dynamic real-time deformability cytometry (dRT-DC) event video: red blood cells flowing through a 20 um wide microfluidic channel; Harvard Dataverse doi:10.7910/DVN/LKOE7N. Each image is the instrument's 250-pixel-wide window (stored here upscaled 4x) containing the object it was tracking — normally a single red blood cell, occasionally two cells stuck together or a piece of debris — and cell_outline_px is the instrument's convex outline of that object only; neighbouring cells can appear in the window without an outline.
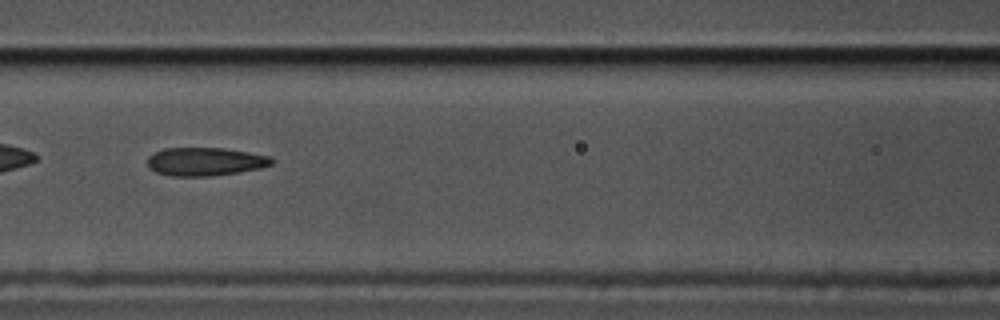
{"species": "common noctule bat (a hibernating species)", "species_latin": "Nyctalus noctula", "temperature_condition": "cold", "stored_images_in_passage": 43, "camera_frame_rate_fps": 3000, "um_per_image_px": 0.085, "animal": {"sex": "male", "body_mass_g": 17.5, "forearm_length_mm": 52.3}, "frame": {"image": 1, "passage_image": 13, "time_ms": 4.0, "image_size_px": [1000, 320], "cell_outline_px": [[276, 160], [272, 164], [260, 168], [212, 176], [172, 176], [156, 172], [148, 168], [148, 156], [164, 148], [224, 148], [248, 152], [268, 156]], "centroid_in_image_um": [17.43, 13.73], "position_along_channel_um": 149.2, "area_um2": 20.4}, "authors_computed_cell_mechanics": {"area_um2": 21.5594, "velocity_mm_per_s": 3.5623, "shape_relaxation_time_tau1_ms": null, "shape_relaxation_time_tau2_ms": 2.7969, "deformation_change_tau1": null, "deformation_change_tau2": 0.0984}}